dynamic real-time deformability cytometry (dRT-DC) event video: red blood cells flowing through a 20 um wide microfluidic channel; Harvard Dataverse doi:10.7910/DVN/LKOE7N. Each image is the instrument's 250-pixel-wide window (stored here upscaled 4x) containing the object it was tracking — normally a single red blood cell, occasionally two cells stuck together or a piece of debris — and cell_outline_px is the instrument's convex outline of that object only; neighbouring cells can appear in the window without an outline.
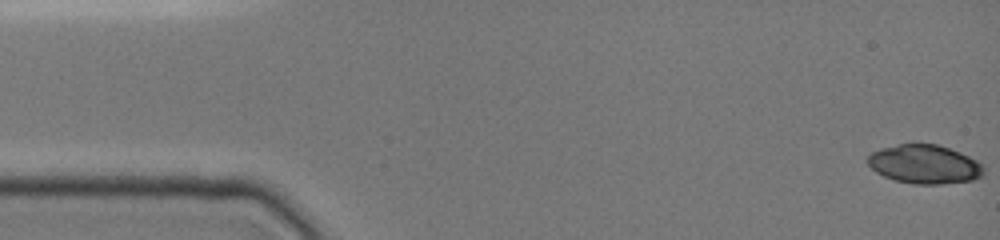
{"species": "common noctule bat (a hibernating species)", "species_latin": "Nyctalus noctula", "temperature_condition": "cold", "stored_images_in_passage": 17, "camera_frame_rate_fps": 3000, "um_per_image_px": 0.085, "animal": {"sex": "female", "body_mass_g": 19.0, "forearm_length_mm": 51.5}, "frame": {"image": 1, "passage_image": 1, "time_ms": 0.0, "image_size_px": [1000, 240], "cell_outline_px": [[984, 172], [980, 176], [972, 180], [940, 184], [912, 184], [896, 180], [884, 176], [876, 172], [868, 164], [868, 156], [872, 152], [880, 148], [912, 140], [936, 144], [960, 152], [976, 160], [984, 168]], "centroid_in_image_um": [78.54, 13.92], "position_along_channel_um": 6.5, "area_um2": 26.65}}
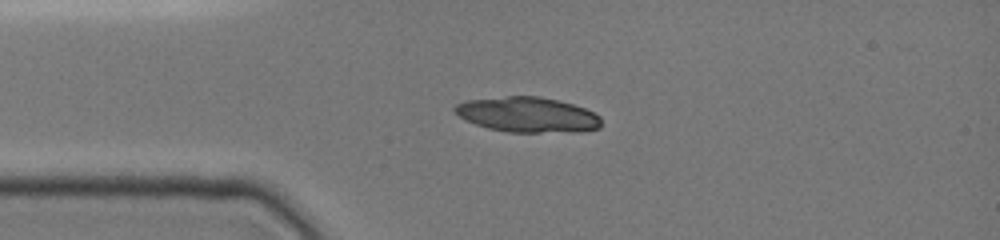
{"frame": {"image": 2, "passage_image": 8, "time_ms": 3.667, "image_size_px": [1000, 240], "cell_outline_px": [[600, 128], [580, 132], [508, 132], [488, 128], [476, 124], [460, 116], [452, 108], [456, 104], [468, 100], [508, 96], [540, 96], [572, 104], [584, 108], [600, 116]], "centroid_in_image_um": [44.87, 9.75], "position_along_channel_um": 40.1, "area_um2": 29.82}}
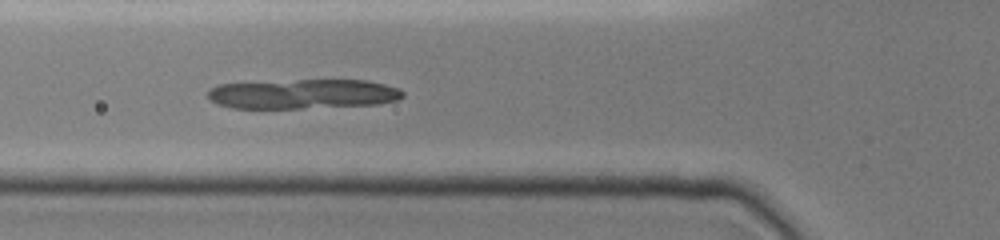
{"frame": {"image": 3, "passage_image": 12, "time_ms": 5.667, "image_size_px": [1000, 240], "cell_outline_px": [[404, 96], [400, 100], [380, 104], [300, 108], [232, 108], [216, 104], [208, 96], [208, 88], [216, 84], [296, 80], [368, 80], [400, 88], [404, 92]], "centroid_in_image_um": [25.78, 7.98], "position_along_channel_um": 100.0, "area_um2": 33.93}}